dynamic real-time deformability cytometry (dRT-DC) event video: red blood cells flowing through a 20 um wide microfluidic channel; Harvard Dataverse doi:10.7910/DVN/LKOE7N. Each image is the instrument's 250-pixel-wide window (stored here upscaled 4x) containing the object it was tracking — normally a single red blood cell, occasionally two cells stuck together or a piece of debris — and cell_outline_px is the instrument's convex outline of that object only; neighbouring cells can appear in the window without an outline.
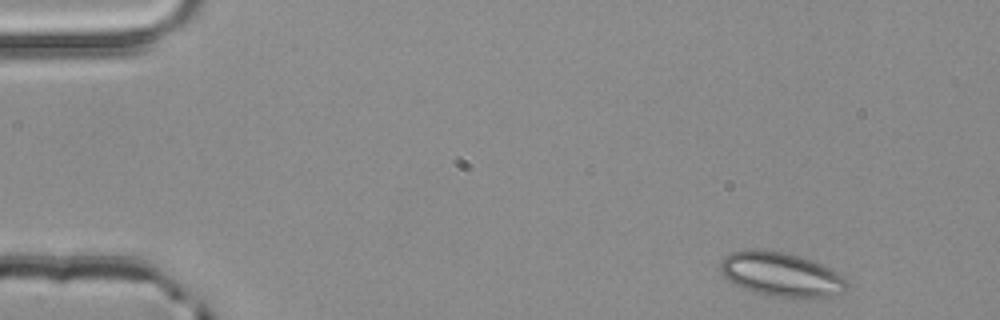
{"species": "common noctule bat (a hibernating species)", "species_latin": "Nyctalus noctula", "temperature_condition": "room temperature", "stored_images_in_passage": 3, "camera_frame_rate_fps": 3000, "um_per_image_px": 0.085, "animal": {"sex": "male", "body_mass_g": 20.4}, "frame": {"image": 1, "passage_image": 1, "time_ms": 0.0, "image_size_px": [1000, 320], "cell_outline_px": [[848, 288], [844, 292], [828, 296], [804, 300], [764, 296], [752, 292], [732, 284], [720, 272], [720, 264], [724, 256], [732, 252], [756, 248], [784, 252], [800, 256], [812, 260], [828, 268], [848, 280]], "centroid_in_image_um": [66.38, 23.36], "position_along_channel_um": 18.6, "area_um2": 33.41}}
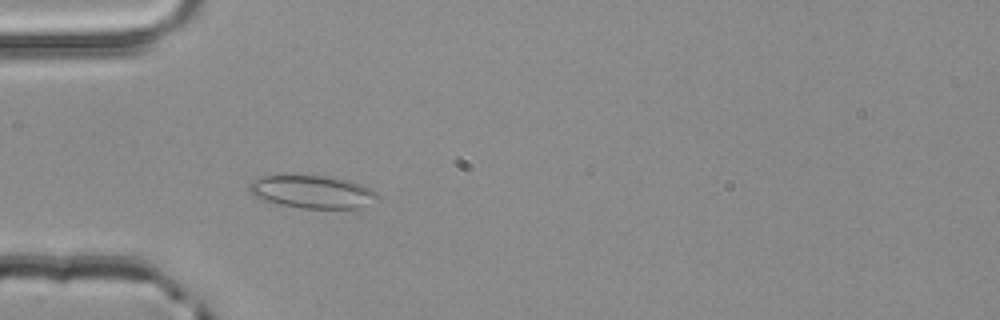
{"frame": {"image": 2, "passage_image": 3, "time_ms": 0.667, "image_size_px": [1000, 320], "cell_outline_px": [[380, 200], [360, 208], [300, 208], [280, 204], [264, 200], [252, 196], [248, 188], [248, 184], [252, 180], [264, 176], [332, 176], [352, 180], [372, 188], [380, 196]], "centroid_in_image_um": [26.62, 16.31], "position_along_channel_um": 58.4, "area_um2": 24.91}}